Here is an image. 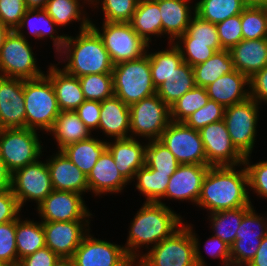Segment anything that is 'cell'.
Here are the masks:
<instances>
[{
  "mask_svg": "<svg viewBox=\"0 0 267 266\" xmlns=\"http://www.w3.org/2000/svg\"><path fill=\"white\" fill-rule=\"evenodd\" d=\"M263 6L265 7V9H266V11H267V0H266V2L264 3Z\"/></svg>",
  "mask_w": 267,
  "mask_h": 266,
  "instance_id": "obj_66",
  "label": "cell"
},
{
  "mask_svg": "<svg viewBox=\"0 0 267 266\" xmlns=\"http://www.w3.org/2000/svg\"><path fill=\"white\" fill-rule=\"evenodd\" d=\"M250 156L245 157V166L248 175V187L253 189L257 196L267 199V160L250 164Z\"/></svg>",
  "mask_w": 267,
  "mask_h": 266,
  "instance_id": "obj_51",
  "label": "cell"
},
{
  "mask_svg": "<svg viewBox=\"0 0 267 266\" xmlns=\"http://www.w3.org/2000/svg\"><path fill=\"white\" fill-rule=\"evenodd\" d=\"M26 11L25 0H0V22L11 30L18 28Z\"/></svg>",
  "mask_w": 267,
  "mask_h": 266,
  "instance_id": "obj_52",
  "label": "cell"
},
{
  "mask_svg": "<svg viewBox=\"0 0 267 266\" xmlns=\"http://www.w3.org/2000/svg\"><path fill=\"white\" fill-rule=\"evenodd\" d=\"M182 219L165 203L145 201L129 226L130 230L124 247L127 255L130 258H140L142 254L138 248L141 249L146 245L145 247L149 249V245L153 244L151 247H154L170 237L184 224Z\"/></svg>",
  "mask_w": 267,
  "mask_h": 266,
  "instance_id": "obj_2",
  "label": "cell"
},
{
  "mask_svg": "<svg viewBox=\"0 0 267 266\" xmlns=\"http://www.w3.org/2000/svg\"><path fill=\"white\" fill-rule=\"evenodd\" d=\"M216 27L223 50H230L243 39L241 14L229 17L224 21L217 23Z\"/></svg>",
  "mask_w": 267,
  "mask_h": 266,
  "instance_id": "obj_50",
  "label": "cell"
},
{
  "mask_svg": "<svg viewBox=\"0 0 267 266\" xmlns=\"http://www.w3.org/2000/svg\"><path fill=\"white\" fill-rule=\"evenodd\" d=\"M250 97L259 104L263 101L267 103V67L256 72L249 78Z\"/></svg>",
  "mask_w": 267,
  "mask_h": 266,
  "instance_id": "obj_56",
  "label": "cell"
},
{
  "mask_svg": "<svg viewBox=\"0 0 267 266\" xmlns=\"http://www.w3.org/2000/svg\"><path fill=\"white\" fill-rule=\"evenodd\" d=\"M53 266H74L72 258H60L54 263Z\"/></svg>",
  "mask_w": 267,
  "mask_h": 266,
  "instance_id": "obj_62",
  "label": "cell"
},
{
  "mask_svg": "<svg viewBox=\"0 0 267 266\" xmlns=\"http://www.w3.org/2000/svg\"><path fill=\"white\" fill-rule=\"evenodd\" d=\"M242 2L247 6H263L266 0H242Z\"/></svg>",
  "mask_w": 267,
  "mask_h": 266,
  "instance_id": "obj_64",
  "label": "cell"
},
{
  "mask_svg": "<svg viewBox=\"0 0 267 266\" xmlns=\"http://www.w3.org/2000/svg\"><path fill=\"white\" fill-rule=\"evenodd\" d=\"M195 84L199 87H207L220 76L235 70L229 50L215 52L204 63L193 66Z\"/></svg>",
  "mask_w": 267,
  "mask_h": 266,
  "instance_id": "obj_35",
  "label": "cell"
},
{
  "mask_svg": "<svg viewBox=\"0 0 267 266\" xmlns=\"http://www.w3.org/2000/svg\"><path fill=\"white\" fill-rule=\"evenodd\" d=\"M194 7L195 14L201 19L217 24L241 14L247 6L242 0H200Z\"/></svg>",
  "mask_w": 267,
  "mask_h": 266,
  "instance_id": "obj_37",
  "label": "cell"
},
{
  "mask_svg": "<svg viewBox=\"0 0 267 266\" xmlns=\"http://www.w3.org/2000/svg\"><path fill=\"white\" fill-rule=\"evenodd\" d=\"M100 130L113 139L130 137V110L121 99L113 95L101 102ZM129 133V134H128Z\"/></svg>",
  "mask_w": 267,
  "mask_h": 266,
  "instance_id": "obj_26",
  "label": "cell"
},
{
  "mask_svg": "<svg viewBox=\"0 0 267 266\" xmlns=\"http://www.w3.org/2000/svg\"><path fill=\"white\" fill-rule=\"evenodd\" d=\"M172 174L157 173L146 164L135 173L136 188L145 196L146 202H158L166 193V188Z\"/></svg>",
  "mask_w": 267,
  "mask_h": 266,
  "instance_id": "obj_38",
  "label": "cell"
},
{
  "mask_svg": "<svg viewBox=\"0 0 267 266\" xmlns=\"http://www.w3.org/2000/svg\"><path fill=\"white\" fill-rule=\"evenodd\" d=\"M16 219V250L18 262L20 259L35 253L46 246L42 221Z\"/></svg>",
  "mask_w": 267,
  "mask_h": 266,
  "instance_id": "obj_34",
  "label": "cell"
},
{
  "mask_svg": "<svg viewBox=\"0 0 267 266\" xmlns=\"http://www.w3.org/2000/svg\"><path fill=\"white\" fill-rule=\"evenodd\" d=\"M224 111L225 108L221 104L209 99L205 106L192 113L184 123L199 131L210 123L223 120Z\"/></svg>",
  "mask_w": 267,
  "mask_h": 266,
  "instance_id": "obj_48",
  "label": "cell"
},
{
  "mask_svg": "<svg viewBox=\"0 0 267 266\" xmlns=\"http://www.w3.org/2000/svg\"><path fill=\"white\" fill-rule=\"evenodd\" d=\"M256 100L249 97L245 101L225 108L224 122L232 143L244 156H250L255 144L259 106Z\"/></svg>",
  "mask_w": 267,
  "mask_h": 266,
  "instance_id": "obj_10",
  "label": "cell"
},
{
  "mask_svg": "<svg viewBox=\"0 0 267 266\" xmlns=\"http://www.w3.org/2000/svg\"><path fill=\"white\" fill-rule=\"evenodd\" d=\"M204 250L211 257L222 259L223 266H231L230 246L212 234L204 245Z\"/></svg>",
  "mask_w": 267,
  "mask_h": 266,
  "instance_id": "obj_57",
  "label": "cell"
},
{
  "mask_svg": "<svg viewBox=\"0 0 267 266\" xmlns=\"http://www.w3.org/2000/svg\"><path fill=\"white\" fill-rule=\"evenodd\" d=\"M112 76L114 95L128 106L156 94L147 54L115 64Z\"/></svg>",
  "mask_w": 267,
  "mask_h": 266,
  "instance_id": "obj_6",
  "label": "cell"
},
{
  "mask_svg": "<svg viewBox=\"0 0 267 266\" xmlns=\"http://www.w3.org/2000/svg\"><path fill=\"white\" fill-rule=\"evenodd\" d=\"M85 1L90 4V0H84V3ZM80 4L79 0H47L44 10L58 27L66 26L74 20H78L77 22L81 20L79 31H82L91 26V20L85 17V13H81L83 9L80 8L82 7Z\"/></svg>",
  "mask_w": 267,
  "mask_h": 266,
  "instance_id": "obj_36",
  "label": "cell"
},
{
  "mask_svg": "<svg viewBox=\"0 0 267 266\" xmlns=\"http://www.w3.org/2000/svg\"><path fill=\"white\" fill-rule=\"evenodd\" d=\"M89 191L96 196L122 192L129 182L116 167L113 155L106 149L87 175ZM128 183V184H127Z\"/></svg>",
  "mask_w": 267,
  "mask_h": 266,
  "instance_id": "obj_22",
  "label": "cell"
},
{
  "mask_svg": "<svg viewBox=\"0 0 267 266\" xmlns=\"http://www.w3.org/2000/svg\"><path fill=\"white\" fill-rule=\"evenodd\" d=\"M78 79L86 100L102 102L114 95L112 73L88 74Z\"/></svg>",
  "mask_w": 267,
  "mask_h": 266,
  "instance_id": "obj_44",
  "label": "cell"
},
{
  "mask_svg": "<svg viewBox=\"0 0 267 266\" xmlns=\"http://www.w3.org/2000/svg\"><path fill=\"white\" fill-rule=\"evenodd\" d=\"M37 132L29 128L0 129V156L11 173L41 159L43 147Z\"/></svg>",
  "mask_w": 267,
  "mask_h": 266,
  "instance_id": "obj_9",
  "label": "cell"
},
{
  "mask_svg": "<svg viewBox=\"0 0 267 266\" xmlns=\"http://www.w3.org/2000/svg\"><path fill=\"white\" fill-rule=\"evenodd\" d=\"M250 208L241 207L210 213L208 217H210L214 236L231 246L236 240V231L241 224V220Z\"/></svg>",
  "mask_w": 267,
  "mask_h": 266,
  "instance_id": "obj_40",
  "label": "cell"
},
{
  "mask_svg": "<svg viewBox=\"0 0 267 266\" xmlns=\"http://www.w3.org/2000/svg\"><path fill=\"white\" fill-rule=\"evenodd\" d=\"M199 134L210 166L243 165L245 157L232 143L224 120L208 124Z\"/></svg>",
  "mask_w": 267,
  "mask_h": 266,
  "instance_id": "obj_15",
  "label": "cell"
},
{
  "mask_svg": "<svg viewBox=\"0 0 267 266\" xmlns=\"http://www.w3.org/2000/svg\"><path fill=\"white\" fill-rule=\"evenodd\" d=\"M56 54L61 59L66 56L62 59L67 62L63 70L75 77L112 73L114 67L101 37L91 26L76 37L66 36L63 48Z\"/></svg>",
  "mask_w": 267,
  "mask_h": 266,
  "instance_id": "obj_3",
  "label": "cell"
},
{
  "mask_svg": "<svg viewBox=\"0 0 267 266\" xmlns=\"http://www.w3.org/2000/svg\"><path fill=\"white\" fill-rule=\"evenodd\" d=\"M89 233L74 252V266H123L130 259L123 245L93 238Z\"/></svg>",
  "mask_w": 267,
  "mask_h": 266,
  "instance_id": "obj_17",
  "label": "cell"
},
{
  "mask_svg": "<svg viewBox=\"0 0 267 266\" xmlns=\"http://www.w3.org/2000/svg\"><path fill=\"white\" fill-rule=\"evenodd\" d=\"M53 156V157H52ZM48 158L47 166L54 190L83 194L89 192L87 175L83 173L62 151Z\"/></svg>",
  "mask_w": 267,
  "mask_h": 266,
  "instance_id": "obj_21",
  "label": "cell"
},
{
  "mask_svg": "<svg viewBox=\"0 0 267 266\" xmlns=\"http://www.w3.org/2000/svg\"><path fill=\"white\" fill-rule=\"evenodd\" d=\"M169 50L147 52L150 61L151 76L154 86L157 88L165 82V79L183 62L180 50L173 43H169Z\"/></svg>",
  "mask_w": 267,
  "mask_h": 266,
  "instance_id": "obj_39",
  "label": "cell"
},
{
  "mask_svg": "<svg viewBox=\"0 0 267 266\" xmlns=\"http://www.w3.org/2000/svg\"><path fill=\"white\" fill-rule=\"evenodd\" d=\"M209 101L205 87L195 86L170 106L171 121L184 122L192 113Z\"/></svg>",
  "mask_w": 267,
  "mask_h": 266,
  "instance_id": "obj_41",
  "label": "cell"
},
{
  "mask_svg": "<svg viewBox=\"0 0 267 266\" xmlns=\"http://www.w3.org/2000/svg\"><path fill=\"white\" fill-rule=\"evenodd\" d=\"M159 141L174 154L179 164L209 165L199 131L184 122L171 121Z\"/></svg>",
  "mask_w": 267,
  "mask_h": 266,
  "instance_id": "obj_13",
  "label": "cell"
},
{
  "mask_svg": "<svg viewBox=\"0 0 267 266\" xmlns=\"http://www.w3.org/2000/svg\"><path fill=\"white\" fill-rule=\"evenodd\" d=\"M247 266H267V234L262 239L255 257L250 261Z\"/></svg>",
  "mask_w": 267,
  "mask_h": 266,
  "instance_id": "obj_58",
  "label": "cell"
},
{
  "mask_svg": "<svg viewBox=\"0 0 267 266\" xmlns=\"http://www.w3.org/2000/svg\"><path fill=\"white\" fill-rule=\"evenodd\" d=\"M0 261L18 265L16 250V220L0 224Z\"/></svg>",
  "mask_w": 267,
  "mask_h": 266,
  "instance_id": "obj_49",
  "label": "cell"
},
{
  "mask_svg": "<svg viewBox=\"0 0 267 266\" xmlns=\"http://www.w3.org/2000/svg\"><path fill=\"white\" fill-rule=\"evenodd\" d=\"M107 149V141L90 136L85 140L67 145L61 151L86 175L92 170Z\"/></svg>",
  "mask_w": 267,
  "mask_h": 266,
  "instance_id": "obj_33",
  "label": "cell"
},
{
  "mask_svg": "<svg viewBox=\"0 0 267 266\" xmlns=\"http://www.w3.org/2000/svg\"><path fill=\"white\" fill-rule=\"evenodd\" d=\"M26 128L50 132L61 112L51 80L46 76L23 79Z\"/></svg>",
  "mask_w": 267,
  "mask_h": 266,
  "instance_id": "obj_5",
  "label": "cell"
},
{
  "mask_svg": "<svg viewBox=\"0 0 267 266\" xmlns=\"http://www.w3.org/2000/svg\"><path fill=\"white\" fill-rule=\"evenodd\" d=\"M51 133L56 139L59 151L67 145L85 140L92 135L75 111H61Z\"/></svg>",
  "mask_w": 267,
  "mask_h": 266,
  "instance_id": "obj_29",
  "label": "cell"
},
{
  "mask_svg": "<svg viewBox=\"0 0 267 266\" xmlns=\"http://www.w3.org/2000/svg\"><path fill=\"white\" fill-rule=\"evenodd\" d=\"M47 0H25L27 9H44Z\"/></svg>",
  "mask_w": 267,
  "mask_h": 266,
  "instance_id": "obj_60",
  "label": "cell"
},
{
  "mask_svg": "<svg viewBox=\"0 0 267 266\" xmlns=\"http://www.w3.org/2000/svg\"><path fill=\"white\" fill-rule=\"evenodd\" d=\"M178 38H192V43L211 44V48L215 52L222 49L216 24L201 19L195 13L190 19L186 32Z\"/></svg>",
  "mask_w": 267,
  "mask_h": 266,
  "instance_id": "obj_45",
  "label": "cell"
},
{
  "mask_svg": "<svg viewBox=\"0 0 267 266\" xmlns=\"http://www.w3.org/2000/svg\"><path fill=\"white\" fill-rule=\"evenodd\" d=\"M84 203L79 193L53 190L37 206V211L42 222L89 221L92 214Z\"/></svg>",
  "mask_w": 267,
  "mask_h": 266,
  "instance_id": "obj_16",
  "label": "cell"
},
{
  "mask_svg": "<svg viewBox=\"0 0 267 266\" xmlns=\"http://www.w3.org/2000/svg\"><path fill=\"white\" fill-rule=\"evenodd\" d=\"M11 29L8 28L7 26L3 25L0 22V52H1V48L4 44V41L6 39V37L8 36V34L10 33Z\"/></svg>",
  "mask_w": 267,
  "mask_h": 266,
  "instance_id": "obj_61",
  "label": "cell"
},
{
  "mask_svg": "<svg viewBox=\"0 0 267 266\" xmlns=\"http://www.w3.org/2000/svg\"><path fill=\"white\" fill-rule=\"evenodd\" d=\"M195 86L193 68L183 62L156 88V94L170 107Z\"/></svg>",
  "mask_w": 267,
  "mask_h": 266,
  "instance_id": "obj_31",
  "label": "cell"
},
{
  "mask_svg": "<svg viewBox=\"0 0 267 266\" xmlns=\"http://www.w3.org/2000/svg\"><path fill=\"white\" fill-rule=\"evenodd\" d=\"M56 65L51 64L45 75L51 80L60 110L75 111L86 100L80 81Z\"/></svg>",
  "mask_w": 267,
  "mask_h": 266,
  "instance_id": "obj_28",
  "label": "cell"
},
{
  "mask_svg": "<svg viewBox=\"0 0 267 266\" xmlns=\"http://www.w3.org/2000/svg\"><path fill=\"white\" fill-rule=\"evenodd\" d=\"M35 54L22 31L11 30L0 52V76L37 79L45 75L37 66Z\"/></svg>",
  "mask_w": 267,
  "mask_h": 266,
  "instance_id": "obj_7",
  "label": "cell"
},
{
  "mask_svg": "<svg viewBox=\"0 0 267 266\" xmlns=\"http://www.w3.org/2000/svg\"><path fill=\"white\" fill-rule=\"evenodd\" d=\"M147 143L145 164L157 173L173 174L180 165L174 154L159 140Z\"/></svg>",
  "mask_w": 267,
  "mask_h": 266,
  "instance_id": "obj_42",
  "label": "cell"
},
{
  "mask_svg": "<svg viewBox=\"0 0 267 266\" xmlns=\"http://www.w3.org/2000/svg\"><path fill=\"white\" fill-rule=\"evenodd\" d=\"M11 190L20 208L30 199L38 206L54 190L47 161L38 159L15 170L11 177Z\"/></svg>",
  "mask_w": 267,
  "mask_h": 266,
  "instance_id": "obj_12",
  "label": "cell"
},
{
  "mask_svg": "<svg viewBox=\"0 0 267 266\" xmlns=\"http://www.w3.org/2000/svg\"><path fill=\"white\" fill-rule=\"evenodd\" d=\"M101 102L93 100H85L75 112L84 122L85 126L93 131L98 129L100 120Z\"/></svg>",
  "mask_w": 267,
  "mask_h": 266,
  "instance_id": "obj_54",
  "label": "cell"
},
{
  "mask_svg": "<svg viewBox=\"0 0 267 266\" xmlns=\"http://www.w3.org/2000/svg\"><path fill=\"white\" fill-rule=\"evenodd\" d=\"M91 27L101 37L114 65L123 61L139 59L149 49V45L129 22L104 21L101 30L91 22Z\"/></svg>",
  "mask_w": 267,
  "mask_h": 266,
  "instance_id": "obj_8",
  "label": "cell"
},
{
  "mask_svg": "<svg viewBox=\"0 0 267 266\" xmlns=\"http://www.w3.org/2000/svg\"><path fill=\"white\" fill-rule=\"evenodd\" d=\"M123 266H147V265L141 259L139 260V258H130Z\"/></svg>",
  "mask_w": 267,
  "mask_h": 266,
  "instance_id": "obj_63",
  "label": "cell"
},
{
  "mask_svg": "<svg viewBox=\"0 0 267 266\" xmlns=\"http://www.w3.org/2000/svg\"><path fill=\"white\" fill-rule=\"evenodd\" d=\"M210 165L180 164L171 175L162 198L179 201L189 200L194 204L198 202L202 183Z\"/></svg>",
  "mask_w": 267,
  "mask_h": 266,
  "instance_id": "obj_20",
  "label": "cell"
},
{
  "mask_svg": "<svg viewBox=\"0 0 267 266\" xmlns=\"http://www.w3.org/2000/svg\"><path fill=\"white\" fill-rule=\"evenodd\" d=\"M244 40L267 38V11L264 6H249L241 13Z\"/></svg>",
  "mask_w": 267,
  "mask_h": 266,
  "instance_id": "obj_43",
  "label": "cell"
},
{
  "mask_svg": "<svg viewBox=\"0 0 267 266\" xmlns=\"http://www.w3.org/2000/svg\"><path fill=\"white\" fill-rule=\"evenodd\" d=\"M58 259L59 257L45 246L20 259L17 266H53Z\"/></svg>",
  "mask_w": 267,
  "mask_h": 266,
  "instance_id": "obj_55",
  "label": "cell"
},
{
  "mask_svg": "<svg viewBox=\"0 0 267 266\" xmlns=\"http://www.w3.org/2000/svg\"><path fill=\"white\" fill-rule=\"evenodd\" d=\"M154 1L159 5L160 9L162 35H169L168 43H173L179 36L186 32L192 14L195 13V7L190 6L189 3L191 0Z\"/></svg>",
  "mask_w": 267,
  "mask_h": 266,
  "instance_id": "obj_27",
  "label": "cell"
},
{
  "mask_svg": "<svg viewBox=\"0 0 267 266\" xmlns=\"http://www.w3.org/2000/svg\"><path fill=\"white\" fill-rule=\"evenodd\" d=\"M26 128L23 79L0 76V129Z\"/></svg>",
  "mask_w": 267,
  "mask_h": 266,
  "instance_id": "obj_19",
  "label": "cell"
},
{
  "mask_svg": "<svg viewBox=\"0 0 267 266\" xmlns=\"http://www.w3.org/2000/svg\"><path fill=\"white\" fill-rule=\"evenodd\" d=\"M99 2L100 0H90V4H93V6L98 5ZM138 2L139 0H101L104 21L130 22Z\"/></svg>",
  "mask_w": 267,
  "mask_h": 266,
  "instance_id": "obj_46",
  "label": "cell"
},
{
  "mask_svg": "<svg viewBox=\"0 0 267 266\" xmlns=\"http://www.w3.org/2000/svg\"><path fill=\"white\" fill-rule=\"evenodd\" d=\"M107 141V149L113 155L117 169L130 183L134 180L135 173L145 166L146 145H142L136 138L114 139Z\"/></svg>",
  "mask_w": 267,
  "mask_h": 266,
  "instance_id": "obj_23",
  "label": "cell"
},
{
  "mask_svg": "<svg viewBox=\"0 0 267 266\" xmlns=\"http://www.w3.org/2000/svg\"><path fill=\"white\" fill-rule=\"evenodd\" d=\"M247 85V86H246ZM249 78L236 69L220 76L206 88L210 100L221 104L224 108L245 101L250 97Z\"/></svg>",
  "mask_w": 267,
  "mask_h": 266,
  "instance_id": "obj_24",
  "label": "cell"
},
{
  "mask_svg": "<svg viewBox=\"0 0 267 266\" xmlns=\"http://www.w3.org/2000/svg\"><path fill=\"white\" fill-rule=\"evenodd\" d=\"M173 44L180 50L184 62L192 67L204 63L215 53L211 44L192 43V38H177Z\"/></svg>",
  "mask_w": 267,
  "mask_h": 266,
  "instance_id": "obj_47",
  "label": "cell"
},
{
  "mask_svg": "<svg viewBox=\"0 0 267 266\" xmlns=\"http://www.w3.org/2000/svg\"><path fill=\"white\" fill-rule=\"evenodd\" d=\"M0 266H11V265H9V264H7L5 262L0 261Z\"/></svg>",
  "mask_w": 267,
  "mask_h": 266,
  "instance_id": "obj_65",
  "label": "cell"
},
{
  "mask_svg": "<svg viewBox=\"0 0 267 266\" xmlns=\"http://www.w3.org/2000/svg\"><path fill=\"white\" fill-rule=\"evenodd\" d=\"M210 166L204 177L197 205L210 213L241 207H252L248 195L246 168Z\"/></svg>",
  "mask_w": 267,
  "mask_h": 266,
  "instance_id": "obj_1",
  "label": "cell"
},
{
  "mask_svg": "<svg viewBox=\"0 0 267 266\" xmlns=\"http://www.w3.org/2000/svg\"><path fill=\"white\" fill-rule=\"evenodd\" d=\"M257 228V229H256ZM267 234V216L257 215L252 206L243 216L230 246L231 266H247Z\"/></svg>",
  "mask_w": 267,
  "mask_h": 266,
  "instance_id": "obj_14",
  "label": "cell"
},
{
  "mask_svg": "<svg viewBox=\"0 0 267 266\" xmlns=\"http://www.w3.org/2000/svg\"><path fill=\"white\" fill-rule=\"evenodd\" d=\"M234 68L251 78L256 72L267 67V38L242 39L230 50Z\"/></svg>",
  "mask_w": 267,
  "mask_h": 266,
  "instance_id": "obj_25",
  "label": "cell"
},
{
  "mask_svg": "<svg viewBox=\"0 0 267 266\" xmlns=\"http://www.w3.org/2000/svg\"><path fill=\"white\" fill-rule=\"evenodd\" d=\"M42 223L46 247L60 258H72L90 228V221Z\"/></svg>",
  "mask_w": 267,
  "mask_h": 266,
  "instance_id": "obj_18",
  "label": "cell"
},
{
  "mask_svg": "<svg viewBox=\"0 0 267 266\" xmlns=\"http://www.w3.org/2000/svg\"><path fill=\"white\" fill-rule=\"evenodd\" d=\"M11 177L12 173L0 156V190L11 189Z\"/></svg>",
  "mask_w": 267,
  "mask_h": 266,
  "instance_id": "obj_59",
  "label": "cell"
},
{
  "mask_svg": "<svg viewBox=\"0 0 267 266\" xmlns=\"http://www.w3.org/2000/svg\"><path fill=\"white\" fill-rule=\"evenodd\" d=\"M26 26L29 29V33L35 38L43 40L49 36L53 40V46L56 49L55 53H58L63 48L67 34L60 36L56 34L55 26L57 24L44 9H27L16 31H23L22 29L26 28Z\"/></svg>",
  "mask_w": 267,
  "mask_h": 266,
  "instance_id": "obj_30",
  "label": "cell"
},
{
  "mask_svg": "<svg viewBox=\"0 0 267 266\" xmlns=\"http://www.w3.org/2000/svg\"><path fill=\"white\" fill-rule=\"evenodd\" d=\"M129 23L148 45L151 43L150 36L161 37L162 35L160 9L154 0H139Z\"/></svg>",
  "mask_w": 267,
  "mask_h": 266,
  "instance_id": "obj_32",
  "label": "cell"
},
{
  "mask_svg": "<svg viewBox=\"0 0 267 266\" xmlns=\"http://www.w3.org/2000/svg\"><path fill=\"white\" fill-rule=\"evenodd\" d=\"M196 236L191 225L183 224L139 259L147 266H207Z\"/></svg>",
  "mask_w": 267,
  "mask_h": 266,
  "instance_id": "obj_4",
  "label": "cell"
},
{
  "mask_svg": "<svg viewBox=\"0 0 267 266\" xmlns=\"http://www.w3.org/2000/svg\"><path fill=\"white\" fill-rule=\"evenodd\" d=\"M21 210L11 189L0 190V224L16 220Z\"/></svg>",
  "mask_w": 267,
  "mask_h": 266,
  "instance_id": "obj_53",
  "label": "cell"
},
{
  "mask_svg": "<svg viewBox=\"0 0 267 266\" xmlns=\"http://www.w3.org/2000/svg\"><path fill=\"white\" fill-rule=\"evenodd\" d=\"M129 110L132 138L139 136L149 141L159 140L171 122L170 107L157 94L132 104Z\"/></svg>",
  "mask_w": 267,
  "mask_h": 266,
  "instance_id": "obj_11",
  "label": "cell"
}]
</instances>
